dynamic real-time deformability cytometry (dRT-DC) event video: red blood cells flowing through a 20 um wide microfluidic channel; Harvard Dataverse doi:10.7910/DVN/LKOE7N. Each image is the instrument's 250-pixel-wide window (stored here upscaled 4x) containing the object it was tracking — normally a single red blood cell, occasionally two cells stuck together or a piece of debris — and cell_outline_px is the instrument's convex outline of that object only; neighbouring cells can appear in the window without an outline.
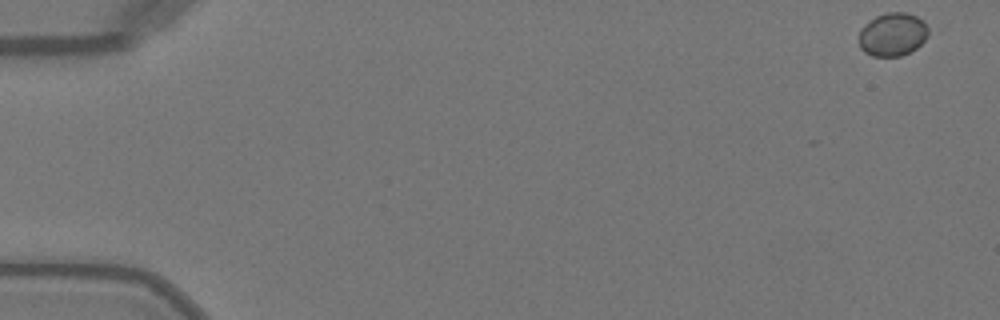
{"species": "Egyptian fruit bat (a non-hibernating species)", "species_latin": "Rousettus aegyptiacus", "temperature_condition": "warm", "stored_images_in_passage": 14, "camera_frame_rate_fps": 3000, "um_per_image_px": 0.085, "animal": {"sex": "female"}, "frame": {"image": 1, "passage_image": 1, "time_ms": 0.0, "image_size_px": [1000, 320], "cell_outline_px": [[928, 36], [916, 48], [900, 56], [872, 56], [864, 52], [860, 48], [860, 28], [876, 16], [888, 12], [904, 12], [916, 16], [924, 20], [928, 28]], "centroid_in_image_um": [75.88, 2.92], "position_along_channel_um": 9.1, "area_um2": 17.46}}
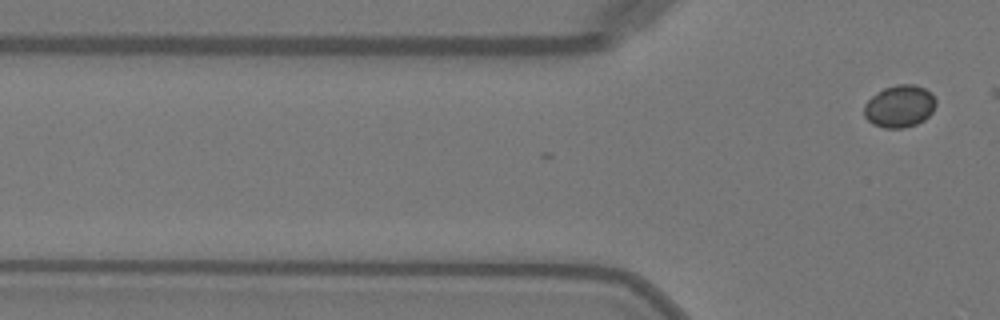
{"frame": {"image": 2, "passage_image": 14, "time_ms": 4.333, "image_size_px": [1000, 320], "cell_outline_px": [[936, 104], [932, 112], [924, 120], [916, 124], [904, 128], [884, 128], [872, 124], [864, 116], [864, 104], [872, 96], [884, 88], [896, 84], [912, 84], [924, 88], [936, 100]], "centroid_in_image_um": [76.44, 9.04], "position_along_channel_um": 49.4, "area_um2": 17.63}}